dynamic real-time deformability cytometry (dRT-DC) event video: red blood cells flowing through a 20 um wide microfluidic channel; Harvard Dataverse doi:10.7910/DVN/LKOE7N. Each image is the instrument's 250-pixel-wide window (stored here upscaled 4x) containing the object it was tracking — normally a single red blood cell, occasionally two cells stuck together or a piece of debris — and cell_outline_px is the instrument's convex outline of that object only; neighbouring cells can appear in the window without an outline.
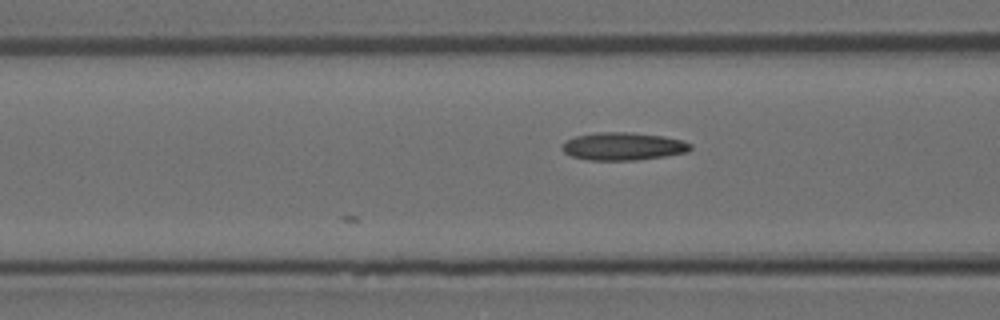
{"species": "Egyptian fruit bat (a non-hibernating species)", "species_latin": "Rousettus aegyptiacus", "temperature_condition": "room temperature", "stored_images_in_passage": 6, "camera_frame_rate_fps": 3000, "um_per_image_px": 0.085, "animal": {"sex": "female"}, "frame": {"image": 1, "passage_image": 5, "time_ms": 1.333, "image_size_px": [1000, 320], "cell_outline_px": [[692, 148], [688, 152], [664, 156], [636, 160], [588, 160], [572, 156], [564, 152], [560, 148], [568, 140], [576, 136], [596, 132], [632, 132], [664, 136], [684, 140], [692, 144]], "centroid_in_image_um": [53.01, 12.43], "position_along_channel_um": 113.6, "area_um2": 20.87}}